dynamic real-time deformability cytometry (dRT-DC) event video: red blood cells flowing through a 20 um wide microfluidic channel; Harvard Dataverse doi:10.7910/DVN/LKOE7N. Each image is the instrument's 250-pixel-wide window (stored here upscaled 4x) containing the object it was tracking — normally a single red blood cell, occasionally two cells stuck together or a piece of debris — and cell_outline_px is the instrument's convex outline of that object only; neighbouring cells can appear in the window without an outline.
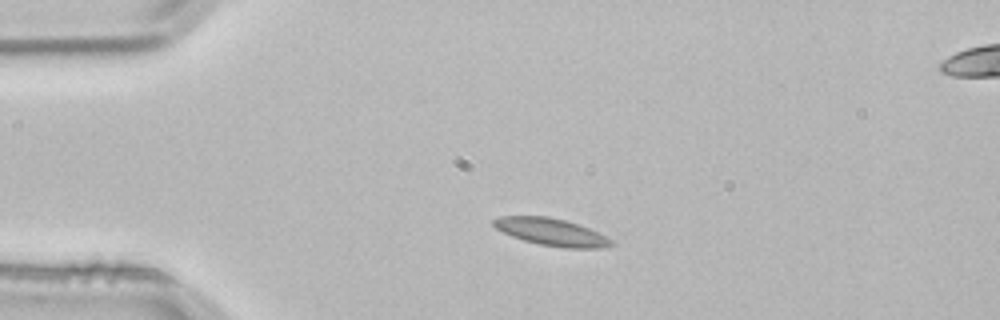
{"species": "common noctule bat (a hibernating species)", "species_latin": "Nyctalus noctula", "temperature_condition": "room temperature", "stored_images_in_passage": 2, "segment_of_instrument_passage": [1, 2], "camera_frame_rate_fps": 3000, "um_per_image_px": 0.085, "animal": {"sex": "male", "body_mass_g": 21.5, "forearm_length_mm": 52.0}, "frame": {"image": 1, "passage_image": 1, "time_ms": 0.0, "image_size_px": [1000, 320], "cell_outline_px": [[616, 244], [604, 248], [564, 248], [540, 244], [524, 240], [512, 236], [496, 228], [492, 224], [492, 220], [500, 216], [548, 216], [564, 220], [588, 228], [608, 236]], "centroid_in_image_um": [46.91, 19.72], "position_along_channel_um": 38.1, "area_um2": 18.67}}